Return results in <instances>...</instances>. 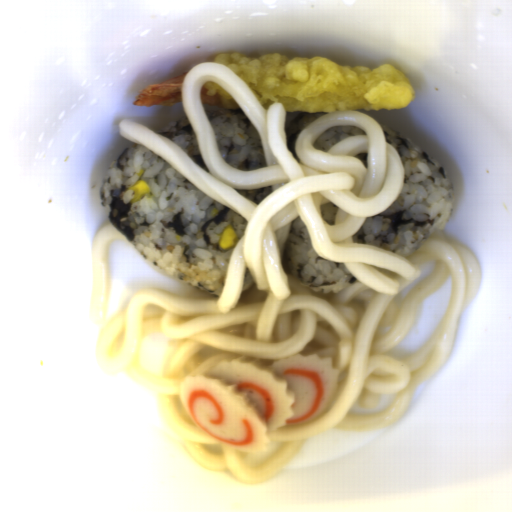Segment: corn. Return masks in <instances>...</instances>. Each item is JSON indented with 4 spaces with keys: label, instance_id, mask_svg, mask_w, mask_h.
Segmentation results:
<instances>
[{
    "label": "corn",
    "instance_id": "1",
    "mask_svg": "<svg viewBox=\"0 0 512 512\" xmlns=\"http://www.w3.org/2000/svg\"><path fill=\"white\" fill-rule=\"evenodd\" d=\"M126 190H132V198L129 203H137L140 199H142L145 195L150 193L151 188L149 184L144 179H138L134 185L129 187Z\"/></svg>",
    "mask_w": 512,
    "mask_h": 512
},
{
    "label": "corn",
    "instance_id": "2",
    "mask_svg": "<svg viewBox=\"0 0 512 512\" xmlns=\"http://www.w3.org/2000/svg\"><path fill=\"white\" fill-rule=\"evenodd\" d=\"M238 235L231 225H227L222 231L219 239L220 249H228L237 243Z\"/></svg>",
    "mask_w": 512,
    "mask_h": 512
}]
</instances>
